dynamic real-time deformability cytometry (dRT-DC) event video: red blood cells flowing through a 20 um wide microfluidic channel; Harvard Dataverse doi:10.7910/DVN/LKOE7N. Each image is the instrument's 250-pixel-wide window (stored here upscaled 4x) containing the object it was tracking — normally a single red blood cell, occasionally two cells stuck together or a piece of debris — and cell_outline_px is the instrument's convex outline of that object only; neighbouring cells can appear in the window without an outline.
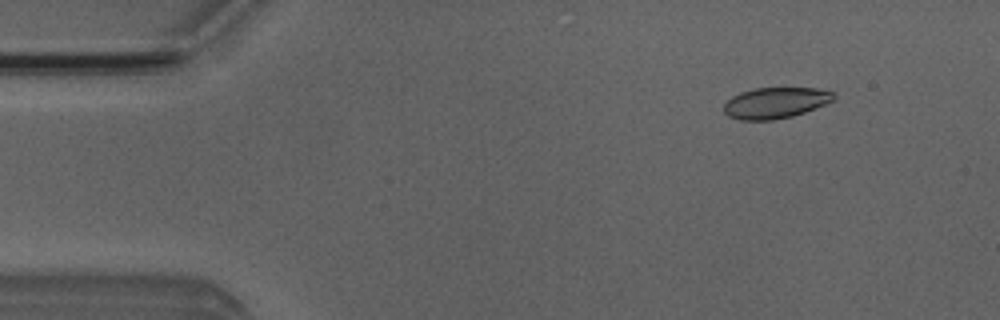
{"species": "Egyptian fruit bat (a non-hibernating species)", "species_latin": "Rousettus aegyptiacus", "temperature_condition": "room temperature", "stored_images_in_passage": 4, "camera_frame_rate_fps": 3000, "um_per_image_px": 0.085, "animal": {"sex": "male"}, "frame": {"image": 1, "passage_image": 2, "time_ms": 1.0, "image_size_px": [1000, 320], "cell_outline_px": [[836, 96], [832, 100], [824, 104], [804, 112], [792, 116], [772, 120], [740, 120], [728, 116], [724, 112], [724, 104], [732, 96], [740, 92], [756, 88], [816, 88], [836, 92]], "centroid_in_image_um": [65.9, 8.74], "position_along_channel_um": 19.1, "area_um2": 19.77}}